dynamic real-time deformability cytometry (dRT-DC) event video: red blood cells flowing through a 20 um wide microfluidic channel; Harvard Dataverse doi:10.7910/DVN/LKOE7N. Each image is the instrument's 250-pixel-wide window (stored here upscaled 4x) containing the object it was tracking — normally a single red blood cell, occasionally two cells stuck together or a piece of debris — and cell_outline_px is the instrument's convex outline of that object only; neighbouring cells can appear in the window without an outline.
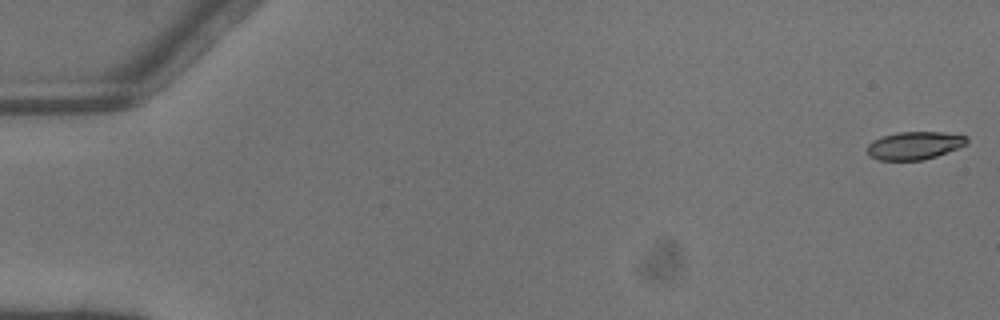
{"species": "common noctule bat (a hibernating species)", "species_latin": "Nyctalus noctula", "temperature_condition": "warm", "stored_images_in_passage": 5, "camera_frame_rate_fps": 3000, "um_per_image_px": 0.085, "animal": {"sex": "male", "body_mass_g": 13.3}, "frame": {"image": 1, "passage_image": 1, "time_ms": 0.0, "image_size_px": [1000, 320], "cell_outline_px": [[968, 144], [936, 156], [924, 160], [880, 160], [868, 156], [868, 144], [872, 140], [884, 136], [900, 132], [944, 132], [968, 136]], "centroid_in_image_um": [77.75, 12.37], "position_along_channel_um": 7.3, "area_um2": 16.18}}
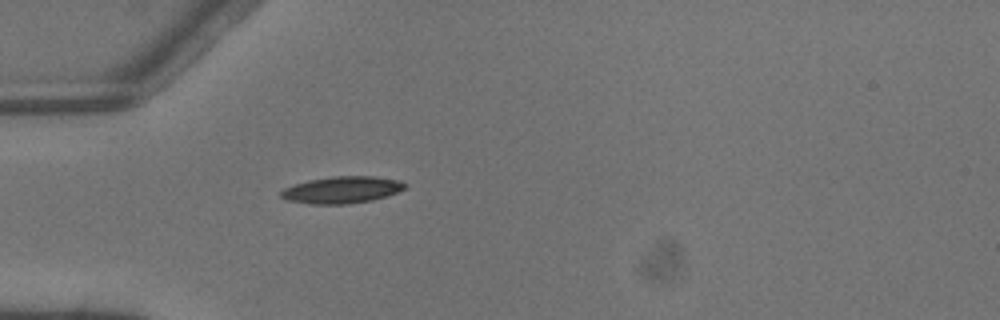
{"frame": {"image": 2, "passage_image": 5, "time_ms": 1.333, "image_size_px": [1000, 320], "cell_outline_px": [[408, 188], [388, 196], [372, 200], [348, 204], [308, 204], [288, 200], [280, 196], [280, 192], [284, 188], [308, 180], [332, 176], [376, 176], [400, 180], [408, 184]], "centroid_in_image_um": [29.13, 16.13], "position_along_channel_um": 55.9, "area_um2": 19.65}}